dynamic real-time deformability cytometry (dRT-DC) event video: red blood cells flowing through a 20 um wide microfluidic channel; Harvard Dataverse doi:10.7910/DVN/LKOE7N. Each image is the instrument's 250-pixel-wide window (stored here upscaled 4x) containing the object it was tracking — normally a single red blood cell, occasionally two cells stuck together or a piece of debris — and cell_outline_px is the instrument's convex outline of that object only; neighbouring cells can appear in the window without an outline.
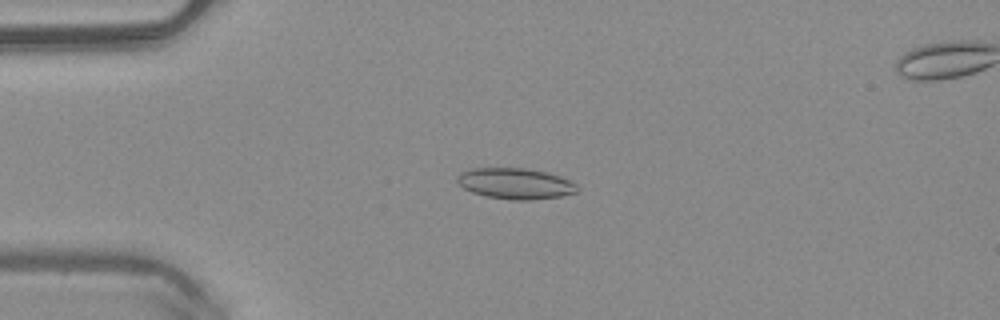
{"species": "common noctule bat (a hibernating species)", "species_latin": "Nyctalus noctula", "temperature_condition": "warm", "stored_images_in_passage": 52, "segment_of_instrument_passage": [1, 2], "camera_frame_rate_fps": 3000, "um_per_image_px": 0.085, "animal": {"sex": "male", "body_mass_g": 20.4}, "frame": {"image": 1, "passage_image": 13, "time_ms": 4.0, "image_size_px": [1000, 320], "cell_outline_px": [[580, 188], [576, 192], [560, 196], [528, 200], [512, 200], [484, 196], [472, 192], [464, 188], [456, 180], [456, 176], [460, 172], [472, 168], [524, 168], [548, 172], [560, 176], [576, 184]], "centroid_in_image_um": [43.79, 15.6], "position_along_channel_um": 41.2, "area_um2": 21.68}}
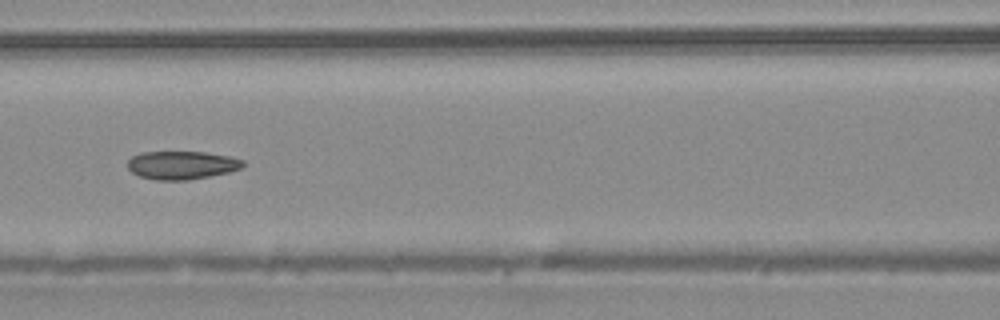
{"frame": {"image": 2, "passage_image": 23, "time_ms": 7.333, "image_size_px": [1000, 320], "cell_outline_px": [[244, 164], [240, 168], [228, 172], [188, 180], [156, 180], [140, 176], [132, 172], [128, 168], [128, 160], [132, 156], [140, 152], [204, 152], [228, 156], [244, 160]], "centroid_in_image_um": [15.42, 14.03], "position_along_channel_um": 151.2, "area_um2": 18.84}}
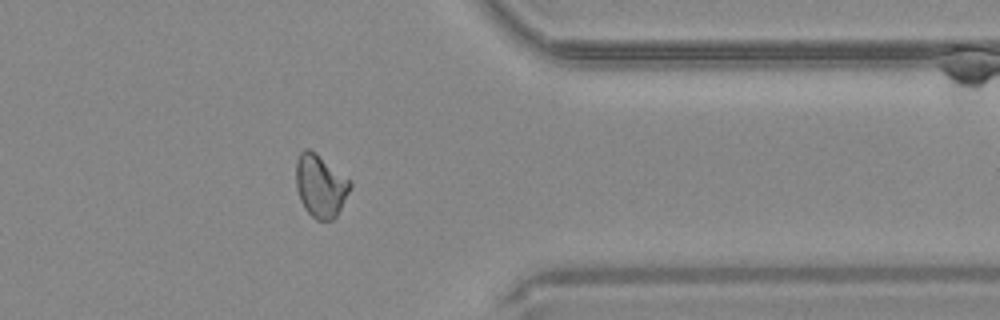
{"frame": {"image": 3, "passage_image": 41, "time_ms": 13.333, "image_size_px": [1000, 320], "cell_outline_px": [[352, 188], [336, 216], [332, 220], [316, 220], [304, 208], [300, 200], [296, 188], [296, 160], [300, 152], [304, 148], [308, 148], [316, 152], [352, 180]], "centroid_in_image_um": [27.25, 15.77], "position_along_channel_um": 384.1, "area_um2": 20.17}}